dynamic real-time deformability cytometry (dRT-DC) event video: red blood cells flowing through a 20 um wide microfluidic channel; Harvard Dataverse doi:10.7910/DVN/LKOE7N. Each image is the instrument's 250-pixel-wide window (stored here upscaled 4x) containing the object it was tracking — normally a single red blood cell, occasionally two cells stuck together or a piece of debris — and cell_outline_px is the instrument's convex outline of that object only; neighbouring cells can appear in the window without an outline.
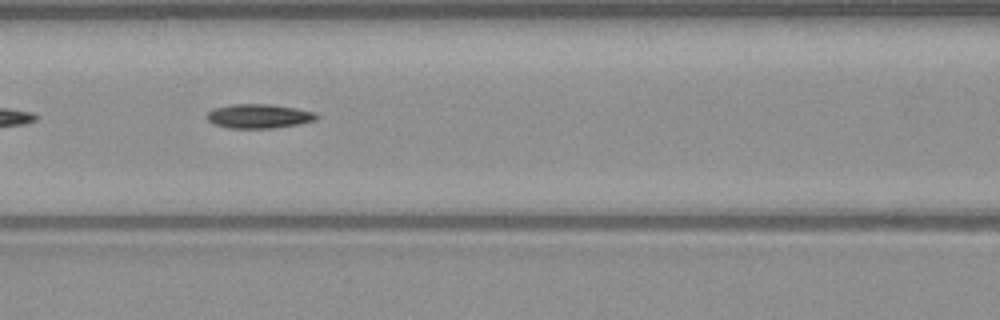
{"species": "common noctule bat (a hibernating species)", "species_latin": "Nyctalus noctula", "temperature_condition": "warm", "stored_images_in_passage": 11, "camera_frame_rate_fps": 3000, "um_per_image_px": 0.085, "animal": {"sex": "male", "body_mass_g": 23.1, "forearm_length_mm": 52.7}, "frame": {"image": 1, "passage_image": 7, "time_ms": 2.0, "image_size_px": [1000, 320], "cell_outline_px": [[320, 116], [316, 120], [296, 124], [272, 128], [228, 128], [216, 124], [208, 120], [208, 112], [216, 108], [232, 104], [268, 104], [296, 108], [316, 112]], "centroid_in_image_um": [22.05, 9.87], "position_along_channel_um": 144.5, "area_um2": 15.26}}